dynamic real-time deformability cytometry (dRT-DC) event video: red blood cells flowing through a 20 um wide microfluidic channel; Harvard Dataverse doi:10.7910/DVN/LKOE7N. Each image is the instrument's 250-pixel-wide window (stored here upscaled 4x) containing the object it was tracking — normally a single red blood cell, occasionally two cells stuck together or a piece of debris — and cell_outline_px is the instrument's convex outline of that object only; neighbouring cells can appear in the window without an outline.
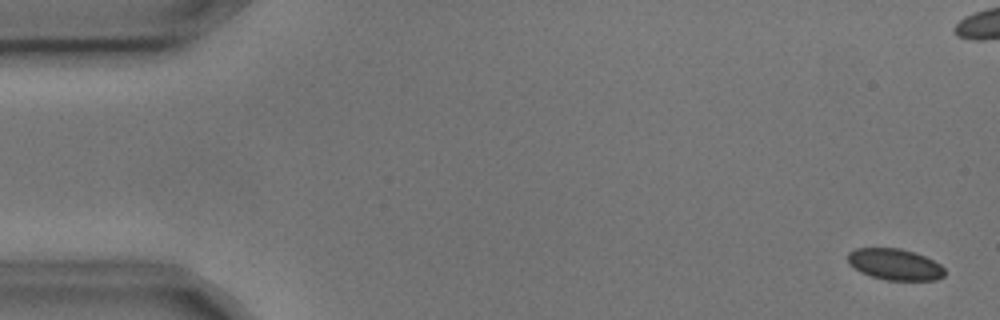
{"species": "common noctule bat (a hibernating species)", "species_latin": "Nyctalus noctula", "temperature_condition": "cold", "stored_images_in_passage": 5, "camera_frame_rate_fps": 3000, "um_per_image_px": 0.085, "animal": {"sex": "male", "body_mass_g": 17.9, "forearm_length_mm": 54.2}, "frame": {"image": 1, "passage_image": 1, "time_ms": 0.0, "image_size_px": [1000, 320], "cell_outline_px": [[944, 276], [936, 280], [888, 280], [872, 276], [860, 272], [848, 264], [848, 252], [856, 248], [900, 248], [924, 256], [940, 264], [944, 268]], "centroid_in_image_um": [76.04, 22.47], "position_along_channel_um": 9.0, "area_um2": 17.57}}